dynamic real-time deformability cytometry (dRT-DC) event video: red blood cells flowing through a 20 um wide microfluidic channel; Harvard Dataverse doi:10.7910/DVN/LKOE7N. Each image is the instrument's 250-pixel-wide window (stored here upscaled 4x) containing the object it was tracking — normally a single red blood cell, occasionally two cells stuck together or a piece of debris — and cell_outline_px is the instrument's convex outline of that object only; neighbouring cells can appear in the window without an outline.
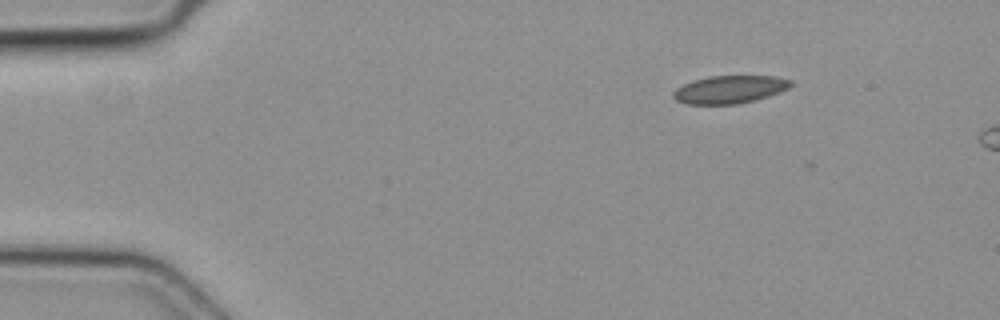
{"species": "common noctule bat (a hibernating species)", "species_latin": "Nyctalus noctula", "temperature_condition": "cold", "stored_images_in_passage": 4, "camera_frame_rate_fps": 3000, "um_per_image_px": 0.085, "animal": {"sex": "female", "body_mass_g": 19.3, "forearm_length_mm": 54.1}, "frame": {"image": 1, "passage_image": 1, "time_ms": 0.0, "image_size_px": [1000, 320], "cell_outline_px": [[792, 84], [788, 88], [780, 92], [756, 100], [736, 104], [688, 104], [676, 100], [672, 96], [672, 92], [676, 88], [692, 80], [708, 76], [776, 76], [792, 80]], "centroid_in_image_um": [62.01, 7.6], "position_along_channel_um": 23.0, "area_um2": 19.13}}